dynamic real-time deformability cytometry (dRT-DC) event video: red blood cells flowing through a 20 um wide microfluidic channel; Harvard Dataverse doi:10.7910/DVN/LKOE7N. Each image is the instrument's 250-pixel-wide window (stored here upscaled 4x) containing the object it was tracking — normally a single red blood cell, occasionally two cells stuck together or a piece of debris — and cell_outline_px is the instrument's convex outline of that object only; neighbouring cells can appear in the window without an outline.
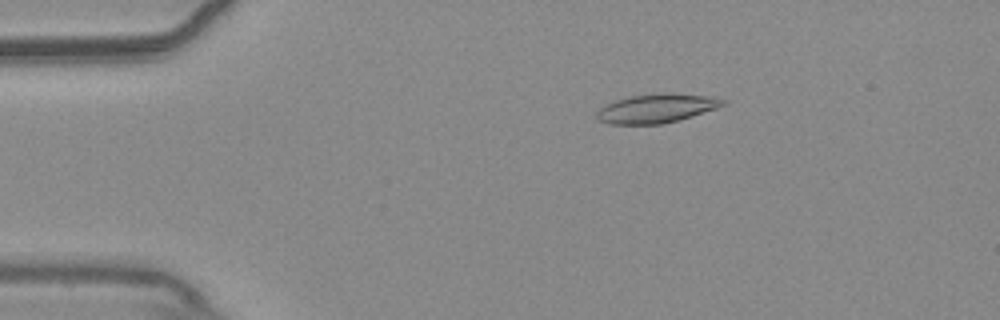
{"species": "common noctule bat (a hibernating species)", "species_latin": "Nyctalus noctula", "temperature_condition": "warm", "stored_images_in_passage": 55, "camera_frame_rate_fps": 3000, "um_per_image_px": 0.085, "animal": {"sex": "male", "body_mass_g": 20.4}, "frame": {"image": 1, "passage_image": 10, "time_ms": 3.0, "image_size_px": [1000, 320], "cell_outline_px": [[728, 104], [680, 120], [664, 124], [608, 124], [600, 120], [596, 116], [596, 112], [600, 108], [616, 100], [632, 96], [660, 92], [668, 92], [712, 96], [728, 100]], "centroid_in_image_um": [55.87, 9.2], "position_along_channel_um": 29.1, "area_um2": 21.5}}
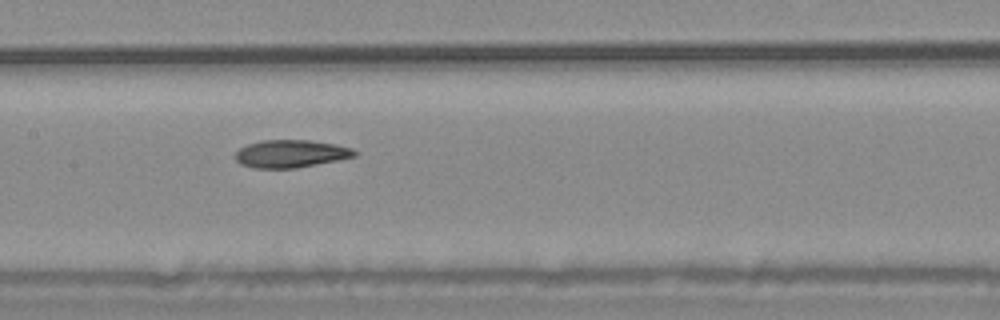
{"frame": {"image": 2, "passage_image": 27, "time_ms": 8.667, "image_size_px": [1000, 320], "cell_outline_px": [[360, 152], [356, 156], [340, 160], [296, 168], [252, 168], [240, 164], [232, 156], [240, 148], [248, 144], [264, 140], [308, 140], [336, 144], [352, 148]], "centroid_in_image_um": [24.74, 13.07], "position_along_channel_um": 182.7, "area_um2": 19.48}}
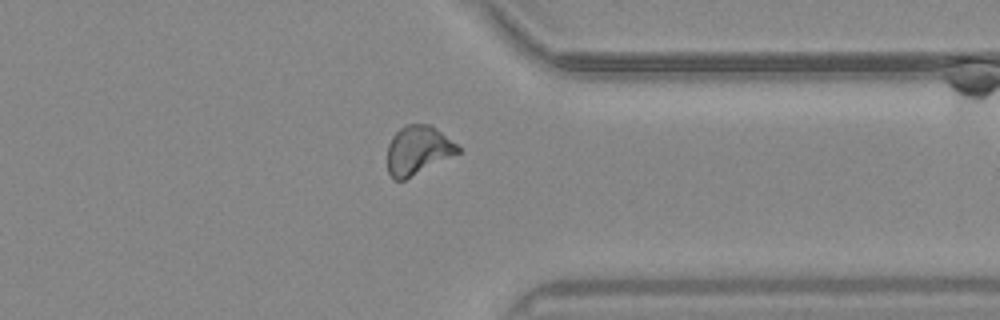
{"frame": {"image": 3, "passage_image": 43, "time_ms": 14.0, "image_size_px": [1000, 320], "cell_outline_px": [[460, 152], [404, 180], [392, 180], [388, 172], [388, 144], [392, 136], [400, 128], [408, 124], [428, 124], [440, 132], [456, 144], [460, 148]], "centroid_in_image_um": [35.48, 12.78], "position_along_channel_um": 375.9, "area_um2": 19.71}, "authors_computed_cell_mechanics": {"area_um2": 20.23, "velocity_mm_per_s": 3.696, "shape_relaxation_time_tau1_ms": null, "shape_relaxation_time_tau2_ms": 5.713, "deformation_change_tau1": null, "deformation_change_tau2": 0.1302}}